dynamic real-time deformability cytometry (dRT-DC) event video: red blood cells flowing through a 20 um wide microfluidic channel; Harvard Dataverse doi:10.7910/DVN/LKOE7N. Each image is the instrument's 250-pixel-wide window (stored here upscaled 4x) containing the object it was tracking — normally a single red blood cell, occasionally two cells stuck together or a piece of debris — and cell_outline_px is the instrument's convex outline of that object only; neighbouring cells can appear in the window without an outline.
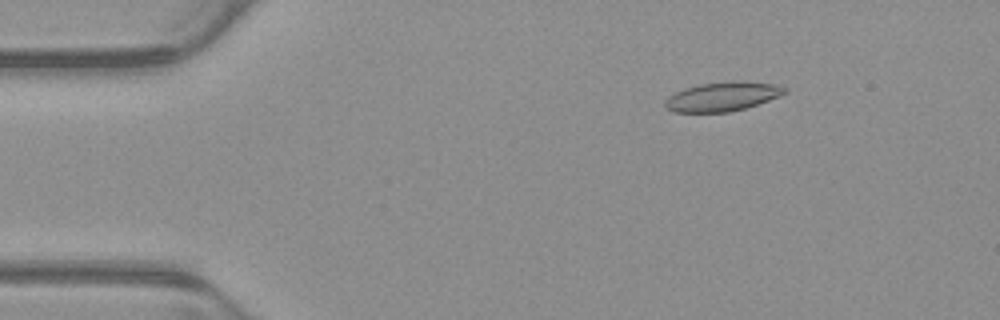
{"species": "common noctule bat (a hibernating species)", "species_latin": "Nyctalus noctula", "temperature_condition": "warm", "stored_images_in_passage": 53, "camera_frame_rate_fps": 3000, "um_per_image_px": 0.085, "animal": {"sex": "male", "body_mass_g": 23.1, "forearm_length_mm": 52.7}, "frame": {"image": 1, "passage_image": 8, "time_ms": 2.333, "image_size_px": [1000, 320], "cell_outline_px": [[788, 92], [780, 96], [744, 108], [728, 112], [672, 112], [664, 108], [664, 104], [668, 96], [684, 88], [700, 84], [732, 80], [744, 80], [772, 84], [788, 88]], "centroid_in_image_um": [61.39, 8.19], "position_along_channel_um": 23.6, "area_um2": 20.46}}
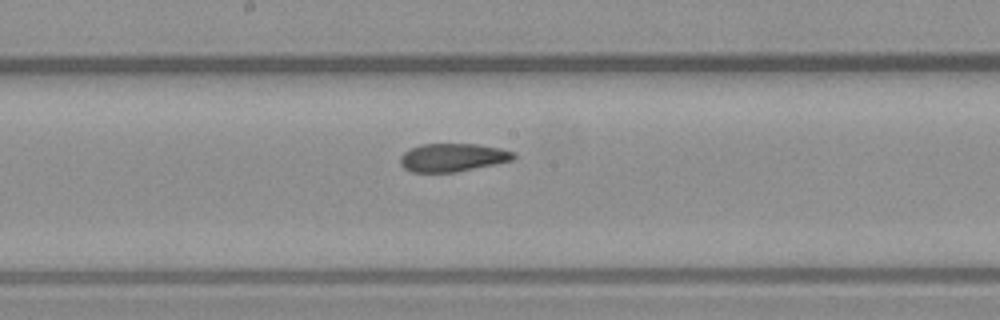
{"frame": {"image": 2, "passage_image": 28, "time_ms": 9.0, "image_size_px": [1000, 320], "cell_outline_px": [[516, 156], [512, 160], [456, 172], [412, 172], [404, 168], [400, 164], [400, 156], [404, 152], [420, 144], [476, 144], [500, 148], [516, 152]], "centroid_in_image_um": [38.47, 13.38], "position_along_channel_um": 209.7, "area_um2": 18.55}}
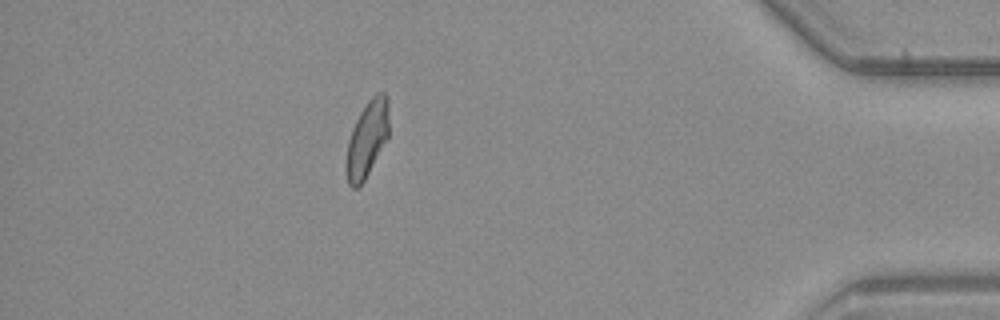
{"frame": {"image": 3, "passage_image": 47, "time_ms": 15.333, "image_size_px": [1000, 320], "cell_outline_px": [[388, 136], [364, 180], [356, 188], [352, 188], [348, 184], [344, 168], [344, 164], [348, 140], [352, 128], [360, 112], [368, 100], [376, 92], [384, 92], [388, 96]], "centroid_in_image_um": [31.17, 11.8], "position_along_channel_um": 404.0, "area_um2": 19.02}, "authors_computed_cell_mechanics": {"area_um2": 19.5364, "velocity_mm_per_s": 3.876, "shape_relaxation_time_tau1_ms": null, "shape_relaxation_time_tau2_ms": 2.6433, "deformation_change_tau1": null, "deformation_change_tau2": 0.0841}}